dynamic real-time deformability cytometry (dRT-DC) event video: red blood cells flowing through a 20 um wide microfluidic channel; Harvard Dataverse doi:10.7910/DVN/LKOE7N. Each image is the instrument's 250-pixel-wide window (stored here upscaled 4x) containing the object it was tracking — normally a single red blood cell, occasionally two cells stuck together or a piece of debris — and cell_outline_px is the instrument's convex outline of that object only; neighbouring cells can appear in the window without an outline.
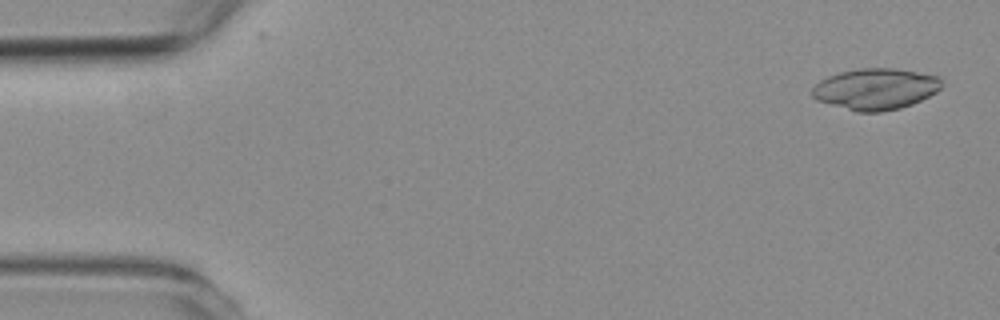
{"species": "common noctule bat (a hibernating species)", "species_latin": "Nyctalus noctula", "temperature_condition": "room temperature", "stored_images_in_passage": 56, "camera_frame_rate_fps": 3000, "um_per_image_px": 0.085, "animal": {"sex": "female", "body_mass_g": 19.3, "forearm_length_mm": 54.1}, "frame": {"image": 1, "passage_image": 2, "time_ms": 0.333, "image_size_px": [1000, 320], "cell_outline_px": [[944, 84], [936, 92], [912, 104], [900, 108], [880, 112], [856, 112], [816, 100], [812, 96], [812, 88], [820, 80], [828, 76], [840, 72], [860, 68], [896, 68], [940, 76], [944, 80]], "centroid_in_image_um": [74.44, 7.56], "position_along_channel_um": 10.6, "area_um2": 31.33}}